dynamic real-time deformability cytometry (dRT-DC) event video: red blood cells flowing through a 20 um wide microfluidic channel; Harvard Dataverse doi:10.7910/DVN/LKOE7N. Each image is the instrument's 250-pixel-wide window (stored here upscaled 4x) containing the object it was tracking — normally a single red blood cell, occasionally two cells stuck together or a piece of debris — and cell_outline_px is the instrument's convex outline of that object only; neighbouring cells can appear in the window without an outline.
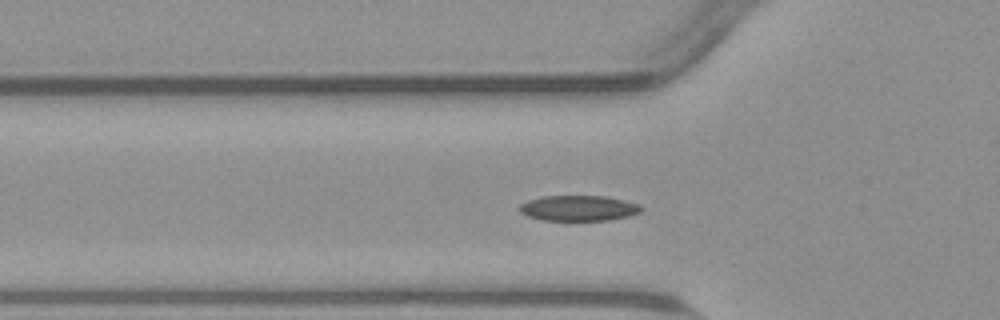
{"species": "common noctule bat (a hibernating species)", "species_latin": "Nyctalus noctula", "temperature_condition": "warm", "stored_images_in_passage": 42, "camera_frame_rate_fps": 3000, "um_per_image_px": 0.085, "animal": {"sex": "male", "body_mass_g": 23.1, "forearm_length_mm": 52.7}, "frame": {"image": 1, "passage_image": 5, "time_ms": 1.333, "image_size_px": [1000, 320], "cell_outline_px": [[644, 208], [640, 212], [628, 216], [608, 220], [540, 220], [528, 216], [520, 212], [516, 208], [520, 204], [528, 200], [544, 196], [604, 196], [624, 200], [640, 204]], "centroid_in_image_um": [49.16, 17.69], "position_along_channel_um": 76.6, "area_um2": 18.15}}
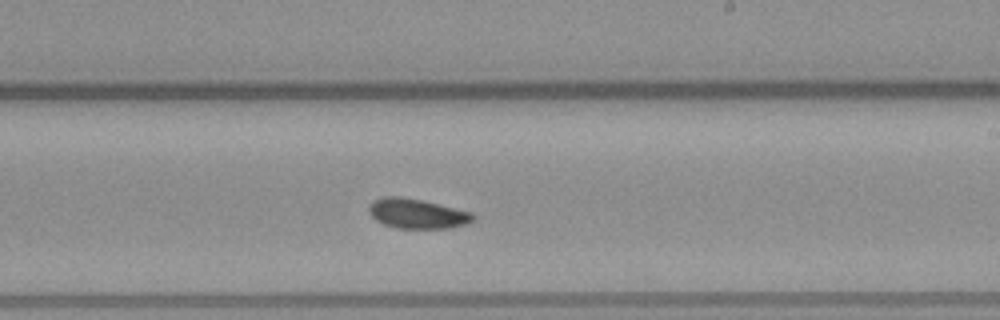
{"frame": {"image": 2, "passage_image": 19, "time_ms": 6.0, "image_size_px": [1000, 320], "cell_outline_px": [[476, 216], [472, 220], [464, 224], [452, 228], [396, 228], [384, 224], [376, 220], [368, 212], [368, 208], [376, 200], [384, 196], [400, 196], [420, 200], [472, 212]], "centroid_in_image_um": [35.45, 18.16], "position_along_channel_um": 253.6, "area_um2": 17.8}}
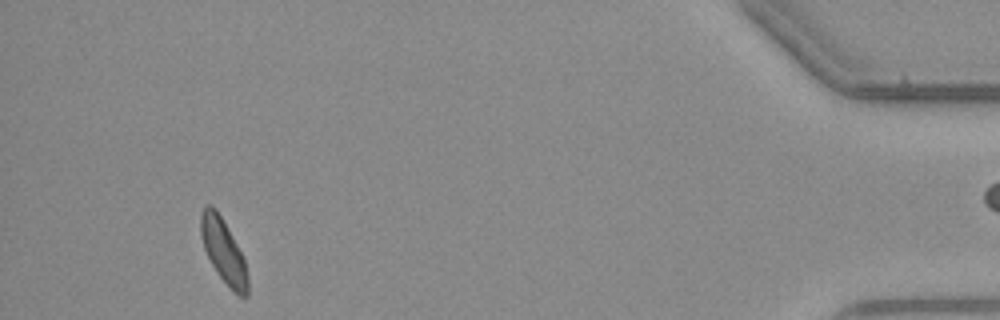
{"frame": {"image": 3, "passage_image": 38, "time_ms": 12.333, "image_size_px": [1000, 320], "cell_outline_px": [[248, 296], [240, 296], [220, 276], [212, 264], [204, 248], [200, 236], [200, 212], [204, 204], [212, 204], [216, 208], [244, 256], [248, 276]], "centroid_in_image_um": [18.98, 21.25], "position_along_channel_um": 416.2, "area_um2": 17.46}, "authors_computed_cell_mechanics": {"area_um2": 17.918, "velocity_mm_per_s": 3.7631, "shape_relaxation_time_tau1_ms": 3.4572, "shape_relaxation_time_tau2_ms": 3.3454, "deformation_change_tau1": 0.1183, "deformation_change_tau2": 0.0729}}